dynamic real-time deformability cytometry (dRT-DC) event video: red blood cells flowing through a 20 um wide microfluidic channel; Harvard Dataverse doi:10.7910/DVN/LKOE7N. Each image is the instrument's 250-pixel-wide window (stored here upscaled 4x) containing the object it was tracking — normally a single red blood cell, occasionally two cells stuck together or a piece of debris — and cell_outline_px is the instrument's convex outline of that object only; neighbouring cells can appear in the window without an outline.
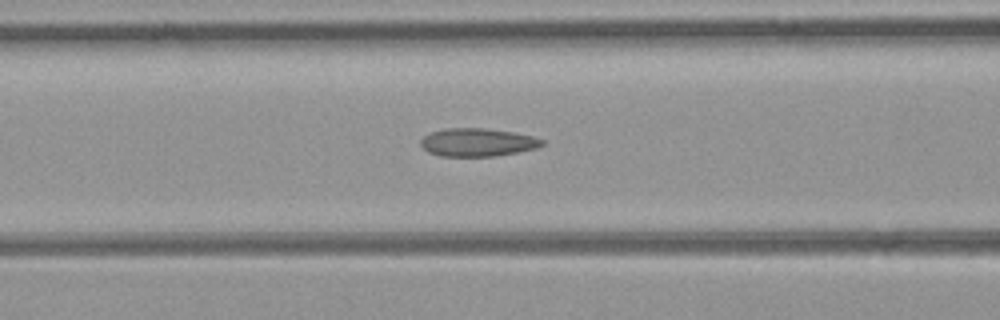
{"species": "common noctule bat (a hibernating species)", "species_latin": "Nyctalus noctula", "temperature_condition": "room temperature", "stored_images_in_passage": 31, "camera_frame_rate_fps": 3000, "um_per_image_px": 0.085, "animal": {"sex": "female", "body_mass_g": 21.9}, "frame": {"image": 1, "passage_image": 12, "time_ms": 3.667, "image_size_px": [1000, 320], "cell_outline_px": [[544, 144], [536, 148], [496, 156], [440, 156], [428, 152], [420, 144], [420, 140], [424, 136], [432, 132], [444, 128], [484, 128], [512, 132], [532, 136], [544, 140]], "centroid_in_image_um": [40.57, 12.1], "position_along_channel_um": 126.0, "area_um2": 19.77}}
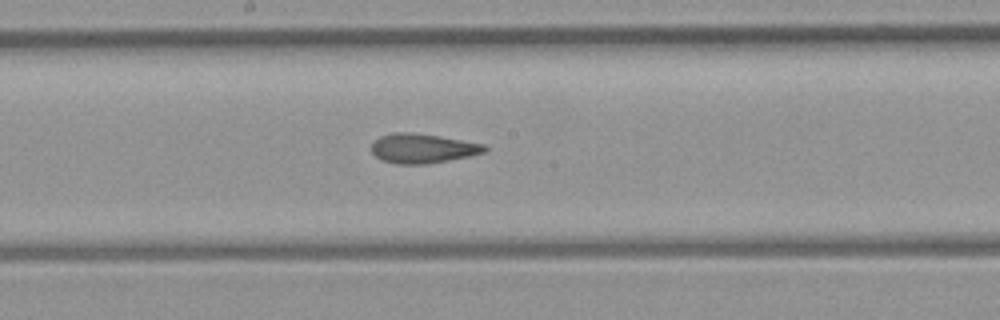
{"frame": {"image": 2, "passage_image": 18, "time_ms": 5.667, "image_size_px": [1000, 320], "cell_outline_px": [[488, 148], [484, 152], [468, 156], [448, 160], [424, 164], [396, 164], [384, 160], [376, 156], [372, 152], [372, 144], [380, 136], [392, 132], [412, 132], [440, 136], [484, 144]], "centroid_in_image_um": [35.91, 12.6], "position_along_channel_um": 212.3, "area_um2": 19.25}}
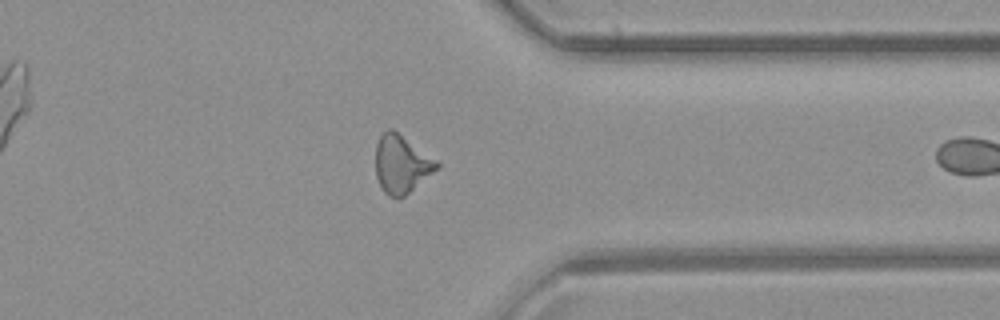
{"frame": {"image": 3, "passage_image": 30, "time_ms": 9.667, "image_size_px": [1000, 320], "cell_outline_px": [[440, 164], [432, 172], [404, 196], [388, 196], [384, 192], [376, 176], [376, 144], [380, 136], [388, 128], [392, 128], [436, 160]], "centroid_in_image_um": [34.08, 13.92], "position_along_channel_um": 377.3, "area_um2": 20.0}}